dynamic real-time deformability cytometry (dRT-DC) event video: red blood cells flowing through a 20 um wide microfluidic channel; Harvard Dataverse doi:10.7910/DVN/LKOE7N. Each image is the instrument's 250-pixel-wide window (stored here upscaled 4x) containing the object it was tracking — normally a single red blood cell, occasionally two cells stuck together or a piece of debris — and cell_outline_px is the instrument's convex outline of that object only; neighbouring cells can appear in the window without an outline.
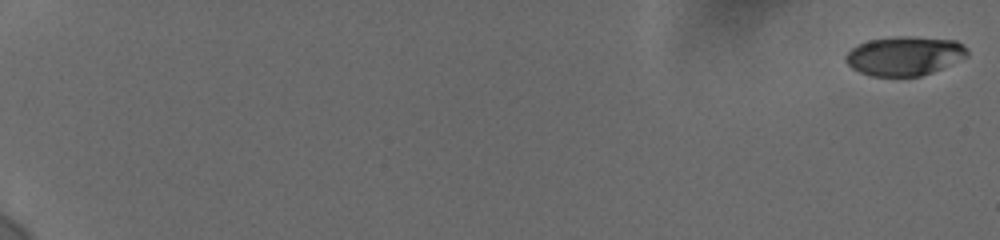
{"species": "human", "species_latin": "Homo sapiens", "temperature_condition": "cold", "stored_images_in_passage": 30, "camera_frame_rate_fps": 3000, "um_per_image_px": 0.085, "donor": {"sex": "female"}, "frame": {"image": 1, "passage_image": 1, "time_ms": 0.0, "image_size_px": [1000, 240], "cell_outline_px": [[968, 56], [932, 72], [920, 76], [872, 76], [860, 72], [852, 68], [844, 60], [844, 56], [856, 44], [868, 40], [900, 36], [904, 36], [956, 40], [968, 48]], "centroid_in_image_um": [76.86, 4.74], "position_along_channel_um": 8.1, "area_um2": 27.69}}
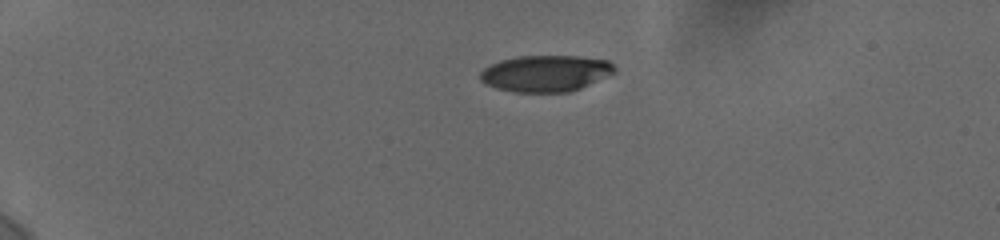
{"frame": {"image": 2, "passage_image": 17, "time_ms": 5.0, "image_size_px": [1000, 240], "cell_outline_px": [[616, 72], [580, 88], [568, 92], [512, 92], [496, 88], [480, 80], [480, 72], [484, 68], [500, 60], [516, 56], [576, 56], [608, 60], [616, 68]], "centroid_in_image_um": [46.37, 6.23], "position_along_channel_um": 38.6, "area_um2": 28.44}}
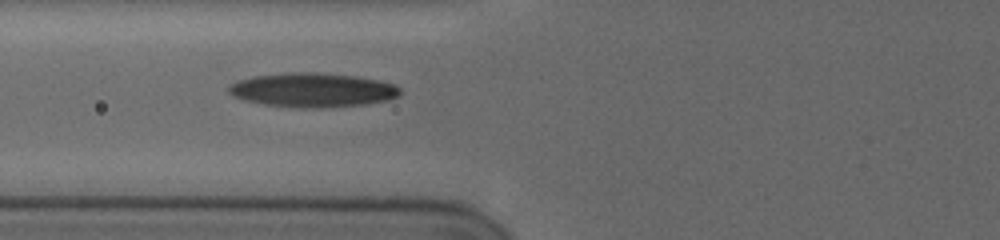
{"frame": {"image": 3, "passage_image": 29, "time_ms": 8.667, "image_size_px": [1000, 240], "cell_outline_px": [[400, 92], [396, 96], [388, 100], [368, 104], [320, 108], [296, 108], [264, 104], [244, 100], [232, 96], [228, 92], [228, 84], [236, 80], [252, 76], [288, 72], [316, 72], [352, 76], [376, 80], [392, 84], [400, 88]], "centroid_in_image_um": [26.48, 7.65], "position_along_channel_um": 99.3, "area_um2": 34.28}}